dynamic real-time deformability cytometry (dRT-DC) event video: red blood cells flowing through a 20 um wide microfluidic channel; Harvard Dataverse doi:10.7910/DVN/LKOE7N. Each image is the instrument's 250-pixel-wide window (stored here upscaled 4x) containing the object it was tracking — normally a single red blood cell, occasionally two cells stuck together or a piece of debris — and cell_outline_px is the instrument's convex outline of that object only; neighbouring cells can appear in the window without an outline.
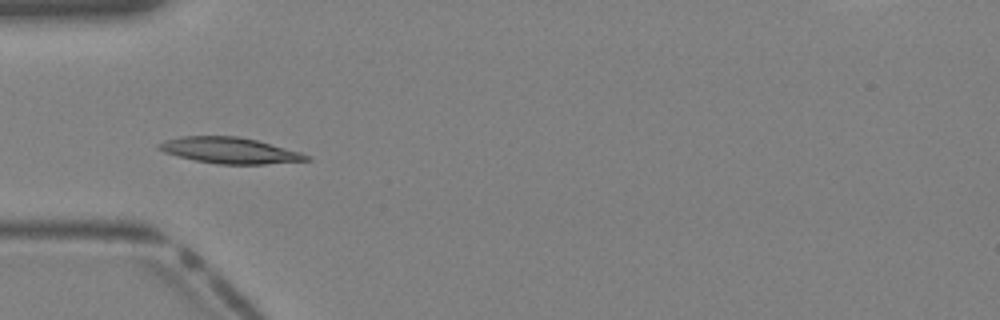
{"species": "Egyptian fruit bat (a non-hibernating species)", "species_latin": "Rousettus aegyptiacus", "temperature_condition": "warm", "stored_images_in_passage": 29, "camera_frame_rate_fps": 3000, "um_per_image_px": 0.085, "animal": {"sex": "female"}, "frame": {"image": 1, "passage_image": 2, "time_ms": 0.333, "image_size_px": [1000, 320], "cell_outline_px": [[312, 160], [264, 164], [216, 164], [196, 160], [164, 152], [156, 148], [156, 144], [164, 140], [180, 136], [236, 136], [256, 140], [300, 152], [312, 156]], "centroid_in_image_um": [19.51, 12.78], "position_along_channel_um": 65.5, "area_um2": 22.31}}
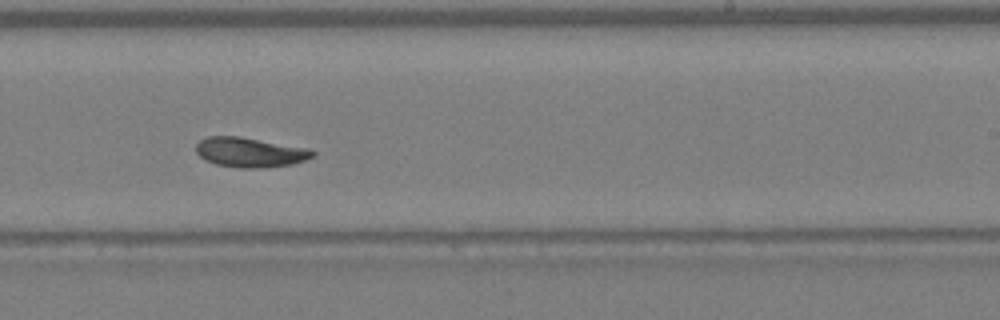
{"frame": {"image": 2, "passage_image": 14, "time_ms": 4.333, "image_size_px": [1000, 320], "cell_outline_px": [[316, 156], [292, 164], [256, 168], [240, 168], [216, 164], [204, 160], [196, 152], [196, 144], [200, 140], [208, 136], [240, 136], [308, 148], [316, 152]], "centroid_in_image_um": [21.24, 12.94], "position_along_channel_um": 267.8, "area_um2": 20.23}}
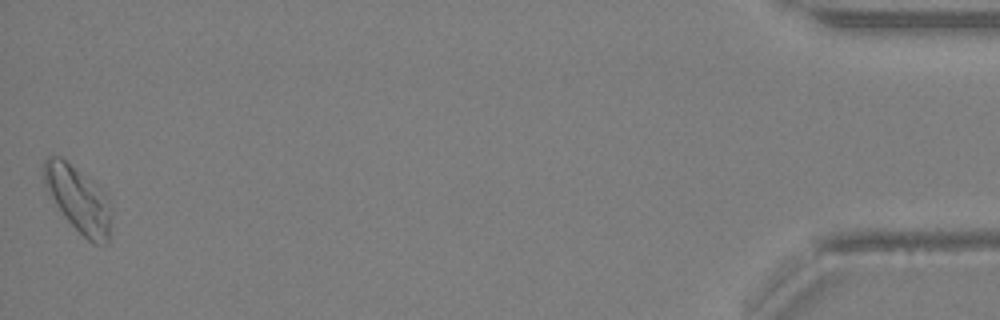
{"frame": {"image": 3, "passage_image": 29, "time_ms": 9.333, "image_size_px": [1000, 320], "cell_outline_px": [[112, 208], [108, 244], [92, 244], [64, 216], [44, 188], [44, 160], [48, 156], [60, 156], [100, 188], [104, 192]], "centroid_in_image_um": [6.66, 16.96], "position_along_channel_um": 428.5, "area_um2": 25.61}}